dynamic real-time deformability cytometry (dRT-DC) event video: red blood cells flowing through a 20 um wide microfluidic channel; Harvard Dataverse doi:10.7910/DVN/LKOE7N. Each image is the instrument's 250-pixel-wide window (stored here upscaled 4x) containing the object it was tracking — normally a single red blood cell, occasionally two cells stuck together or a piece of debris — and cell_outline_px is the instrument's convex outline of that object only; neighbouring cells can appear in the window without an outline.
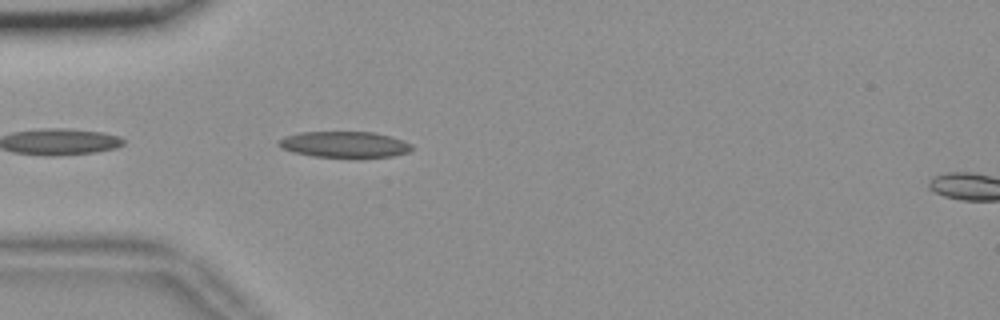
{"species": "common noctule bat (a hibernating species)", "species_latin": "Nyctalus noctula", "temperature_condition": "room temperature", "stored_images_in_passage": 8, "camera_frame_rate_fps": 3000, "um_per_image_px": 0.085, "animal": {"sex": "female", "body_mass_g": 18.4}, "frame": {"image": 1, "passage_image": 1, "time_ms": 0.0, "image_size_px": [1000, 320], "cell_outline_px": [[412, 148], [408, 152], [392, 156], [360, 160], [312, 156], [292, 152], [280, 148], [276, 144], [284, 136], [300, 132], [372, 132], [404, 140], [412, 144]], "centroid_in_image_um": [29.28, 12.32], "position_along_channel_um": 55.7, "area_um2": 21.04}}
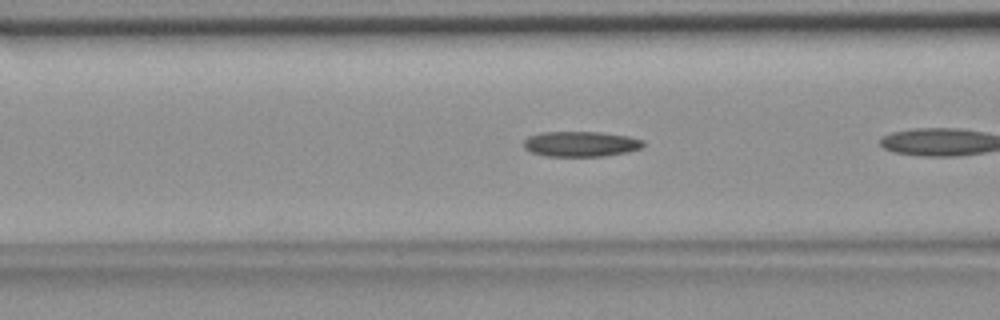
{"frame": {"image": 2, "passage_image": 4, "time_ms": 1.0, "image_size_px": [1000, 320], "cell_outline_px": [[644, 144], [640, 148], [628, 152], [604, 156], [544, 156], [532, 152], [524, 148], [524, 140], [528, 136], [540, 132], [600, 132], [628, 136], [644, 140]], "centroid_in_image_um": [49.35, 12.23], "position_along_channel_um": 117.2, "area_um2": 17.69}}
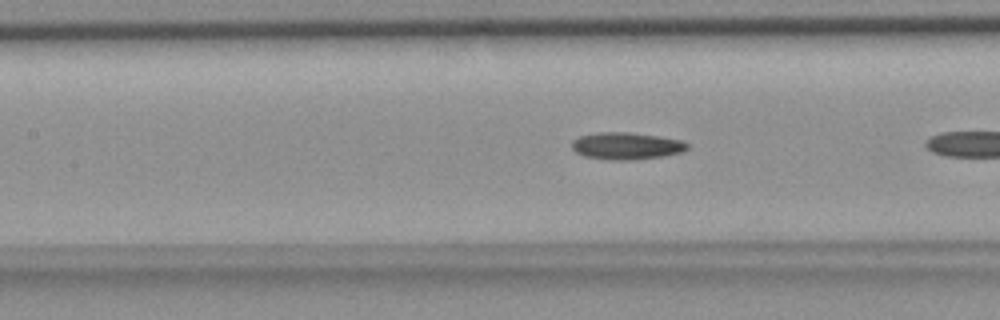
{"frame": {"image": 3, "passage_image": 7, "time_ms": 2.0, "image_size_px": [1000, 320], "cell_outline_px": [[688, 148], [680, 152], [664, 156], [628, 160], [612, 160], [584, 156], [576, 152], [572, 148], [572, 140], [580, 136], [596, 132], [628, 132], [656, 136], [680, 140], [688, 144]], "centroid_in_image_um": [53.2, 12.4], "position_along_channel_um": 154.2, "area_um2": 18.03}}